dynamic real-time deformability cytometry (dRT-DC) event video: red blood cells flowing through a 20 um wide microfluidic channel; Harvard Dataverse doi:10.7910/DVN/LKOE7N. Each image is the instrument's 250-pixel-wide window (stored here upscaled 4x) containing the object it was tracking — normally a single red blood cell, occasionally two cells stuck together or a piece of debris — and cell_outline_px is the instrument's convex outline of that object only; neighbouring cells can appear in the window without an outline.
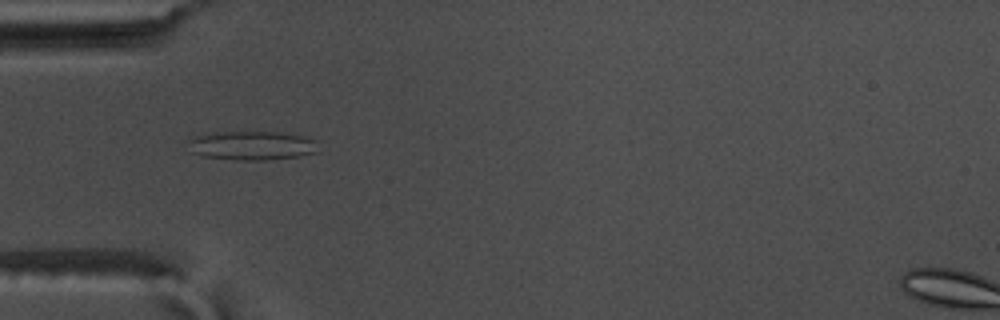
{"species": "common noctule bat (a hibernating species)", "species_latin": "Nyctalus noctula", "temperature_condition": "warm", "stored_images_in_passage": 52, "camera_frame_rate_fps": 3000, "um_per_image_px": 0.085, "animal": {"sex": "male", "body_mass_g": 17.5, "forearm_length_mm": 52.3}, "frame": {"image": 1, "passage_image": 14, "time_ms": 4.333, "image_size_px": [1000, 320], "cell_outline_px": [[320, 152], [300, 156], [268, 160], [236, 160], [204, 156], [192, 152], [188, 140], [196, 136], [220, 132], [276, 132], [300, 136], [316, 140]], "centroid_in_image_um": [21.47, 12.38], "position_along_channel_um": 63.5, "area_um2": 21.85}}
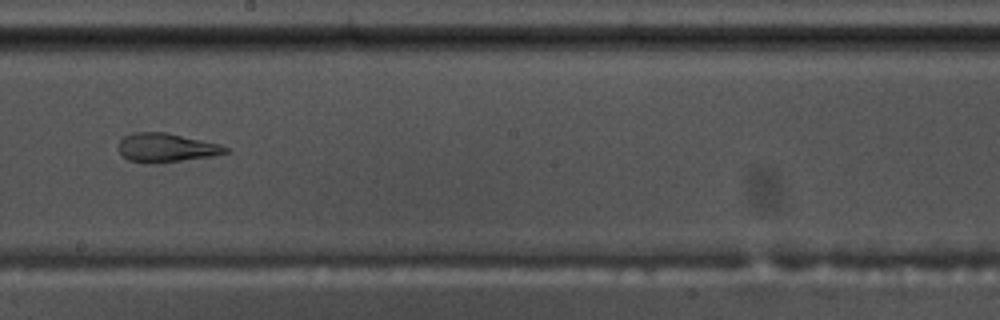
{"frame": {"image": 2, "passage_image": 28, "time_ms": 9.0, "image_size_px": [1000, 320], "cell_outline_px": [[232, 152], [212, 156], [152, 164], [144, 164], [128, 160], [120, 152], [120, 140], [124, 136], [132, 132], [168, 132], [220, 144], [228, 148]], "centroid_in_image_um": [14.15, 12.55], "position_along_channel_um": 234.1, "area_um2": 18.15}}
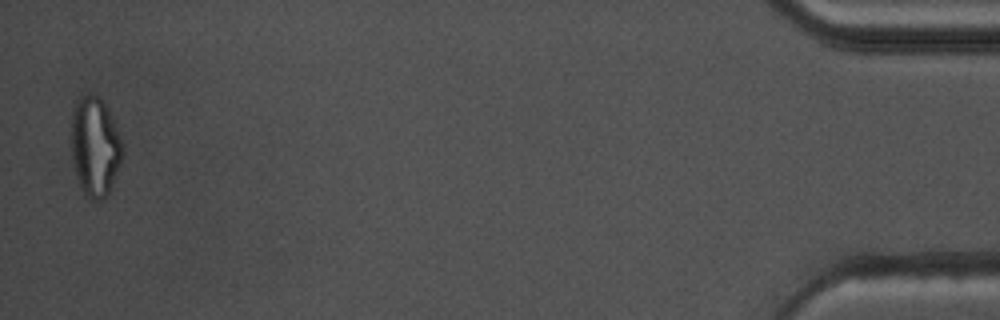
{"frame": {"image": 3, "passage_image": 51, "time_ms": 16.667, "image_size_px": [1000, 320], "cell_outline_px": [[124, 152], [120, 164], [108, 192], [104, 200], [92, 200], [84, 192], [76, 176], [72, 160], [68, 136], [72, 108], [76, 100], [80, 96], [88, 92], [100, 96], [104, 100], [124, 144]], "centroid_in_image_um": [8.03, 12.37], "position_along_channel_um": 427.2, "area_um2": 30.69}, "authors_computed_cell_mechanics": {"area_um2": 22.9755, "velocity_mm_per_s": 3.6928, "shape_relaxation_time_tau1_ms": null, "shape_relaxation_time_tau2_ms": 1.9855, "deformation_change_tau1": null, "deformation_change_tau2": 0.107}}